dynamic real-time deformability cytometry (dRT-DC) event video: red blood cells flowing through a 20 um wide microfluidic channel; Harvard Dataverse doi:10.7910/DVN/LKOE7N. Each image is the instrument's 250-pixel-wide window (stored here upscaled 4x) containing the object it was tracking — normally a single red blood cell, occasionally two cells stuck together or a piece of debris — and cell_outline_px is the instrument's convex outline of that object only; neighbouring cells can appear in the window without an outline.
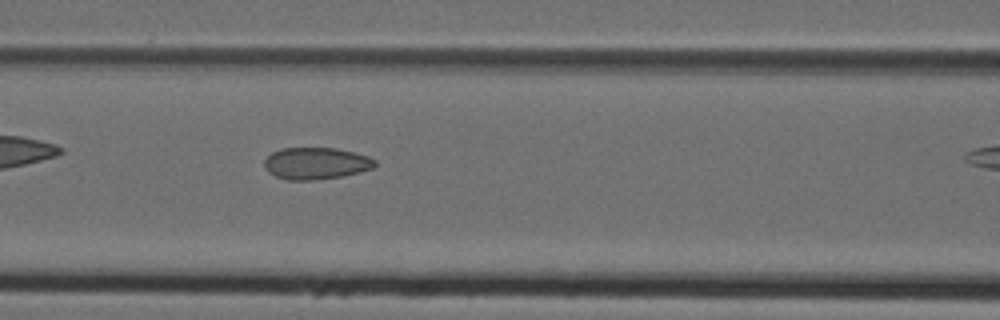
{"species": "Egyptian fruit bat (a non-hibernating species)", "species_latin": "Rousettus aegyptiacus", "temperature_condition": "cold", "stored_images_in_passage": 10, "camera_frame_rate_fps": 3000, "um_per_image_px": 0.085, "animal": {"sex": "female"}, "frame": {"image": 1, "passage_image": 9, "time_ms": 2.667, "image_size_px": [1000, 320], "cell_outline_px": [[376, 164], [372, 168], [360, 172], [344, 176], [316, 180], [288, 180], [276, 176], [268, 172], [264, 164], [264, 160], [272, 152], [280, 148], [336, 148], [368, 156], [376, 160]], "centroid_in_image_um": [26.86, 13.89], "position_along_channel_um": 139.7, "area_um2": 20.58}}